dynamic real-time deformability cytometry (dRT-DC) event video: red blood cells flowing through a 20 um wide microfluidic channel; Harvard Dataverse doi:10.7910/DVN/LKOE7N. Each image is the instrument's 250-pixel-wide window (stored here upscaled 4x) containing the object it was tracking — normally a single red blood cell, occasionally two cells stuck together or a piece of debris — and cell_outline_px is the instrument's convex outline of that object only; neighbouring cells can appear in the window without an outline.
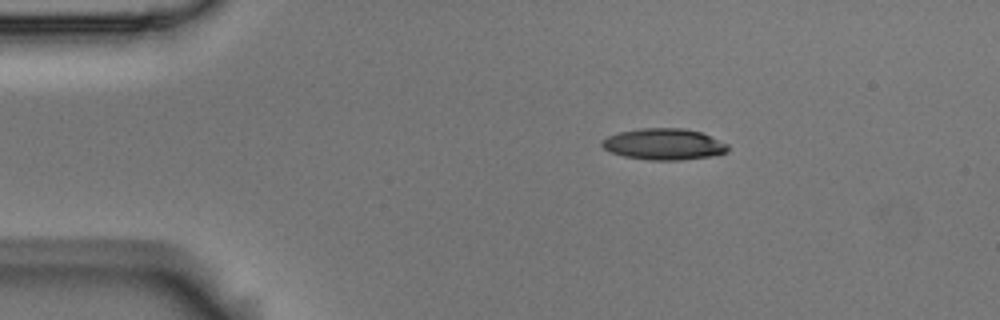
{"species": "Egyptian fruit bat (a non-hibernating species)", "species_latin": "Rousettus aegyptiacus", "temperature_condition": "room temperature", "stored_images_in_passage": 6, "camera_frame_rate_fps": 3000, "um_per_image_px": 0.085, "animal": {"sex": "male"}, "frame": {"image": 1, "passage_image": 1, "time_ms": 0.0, "image_size_px": [1000, 320], "cell_outline_px": [[728, 152], [708, 156], [680, 160], [648, 160], [624, 156], [612, 152], [604, 148], [600, 144], [600, 140], [608, 136], [620, 132], [640, 128], [684, 128], [700, 132], [728, 144]], "centroid_in_image_um": [56.4, 12.25], "position_along_channel_um": 28.6, "area_um2": 22.83}}
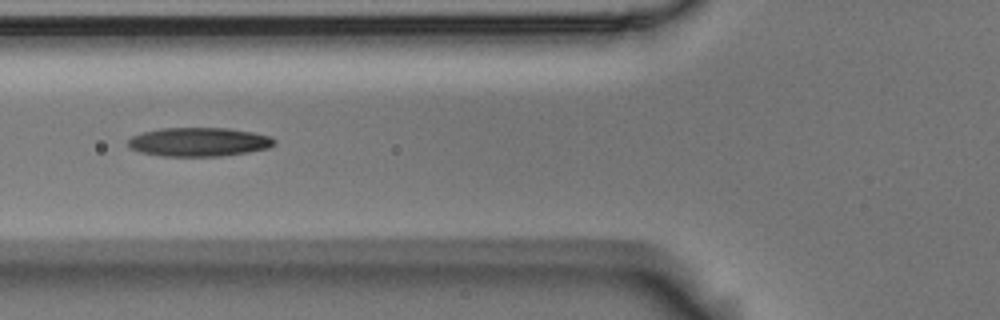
{"frame": {"image": 2, "passage_image": 4, "time_ms": 1.0, "image_size_px": [1000, 320], "cell_outline_px": [[276, 144], [268, 148], [248, 152], [220, 156], [160, 156], [140, 152], [132, 148], [128, 144], [128, 140], [132, 136], [144, 132], [160, 128], [228, 128], [252, 132], [272, 136], [276, 140]], "centroid_in_image_um": [16.94, 12.06], "position_along_channel_um": 108.9, "area_um2": 24.62}}
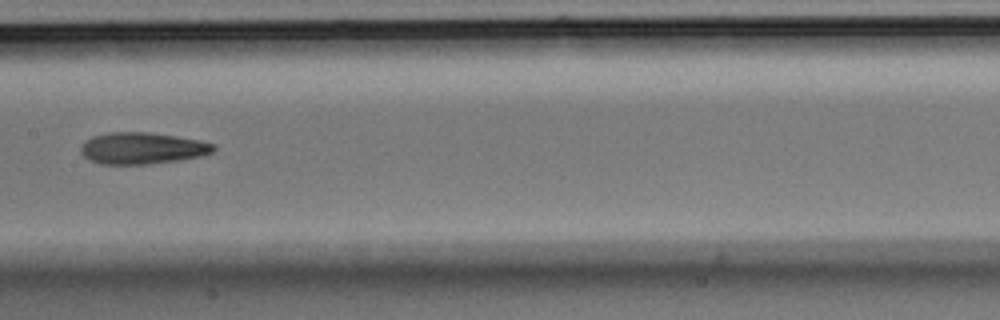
{"frame": {"image": 3, "passage_image": 6, "time_ms": 1.667, "image_size_px": [1000, 320], "cell_outline_px": [[216, 148], [212, 152], [200, 156], [180, 160], [148, 164], [100, 164], [88, 160], [80, 152], [80, 148], [92, 136], [108, 132], [148, 132], [176, 136], [200, 140], [216, 144]], "centroid_in_image_um": [12.1, 12.6], "position_along_channel_um": 195.3, "area_um2": 24.51}}